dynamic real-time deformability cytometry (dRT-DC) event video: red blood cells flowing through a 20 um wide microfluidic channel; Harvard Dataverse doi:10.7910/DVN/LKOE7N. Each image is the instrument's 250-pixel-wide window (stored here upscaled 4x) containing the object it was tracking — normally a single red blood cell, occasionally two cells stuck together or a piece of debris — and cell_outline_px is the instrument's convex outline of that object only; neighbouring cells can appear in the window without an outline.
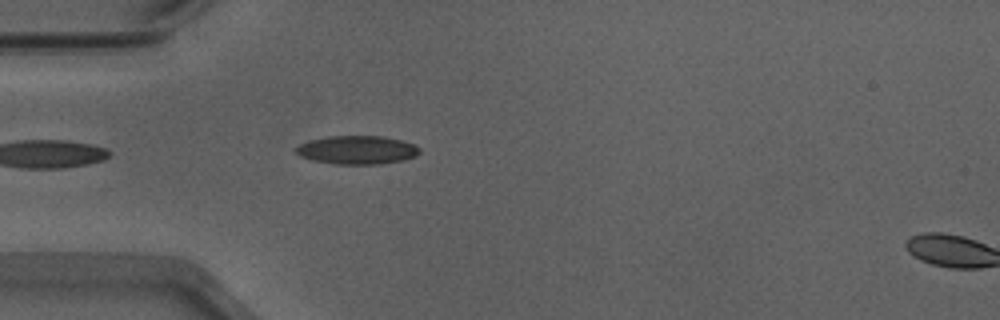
{"species": "Egyptian fruit bat (a non-hibernating species)", "species_latin": "Rousettus aegyptiacus", "temperature_condition": "warm", "stored_images_in_passage": 40, "camera_frame_rate_fps": 3000, "um_per_image_px": 0.085, "animal": {"sex": "male"}, "frame": {"image": 1, "passage_image": 3, "time_ms": 0.667, "image_size_px": [1000, 320], "cell_outline_px": [[420, 152], [416, 156], [400, 160], [380, 164], [336, 164], [312, 160], [300, 156], [296, 152], [296, 148], [300, 144], [308, 140], [328, 136], [380, 136], [400, 140], [412, 144], [420, 148]], "centroid_in_image_um": [30.32, 12.74], "position_along_channel_um": 54.7, "area_um2": 20.35}}
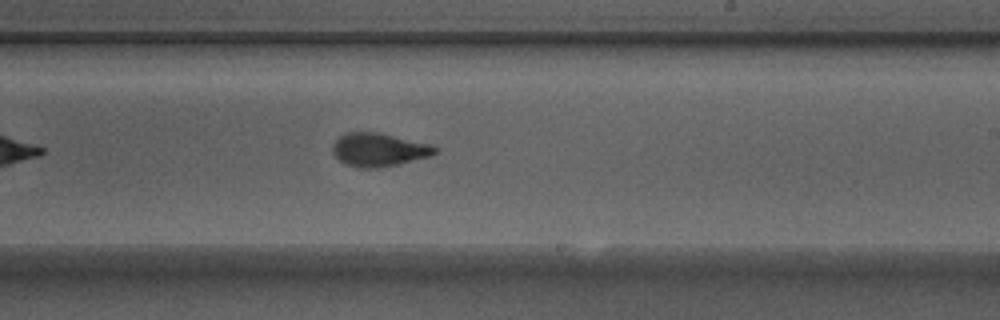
{"frame": {"image": 2, "passage_image": 19, "time_ms": 6.0, "image_size_px": [1000, 320], "cell_outline_px": [[440, 148], [436, 152], [428, 156], [396, 164], [376, 168], [360, 168], [344, 164], [332, 152], [332, 144], [344, 132], [380, 132], [432, 144]], "centroid_in_image_um": [32.19, 12.71], "position_along_channel_um": 256.8, "area_um2": 19.94}}
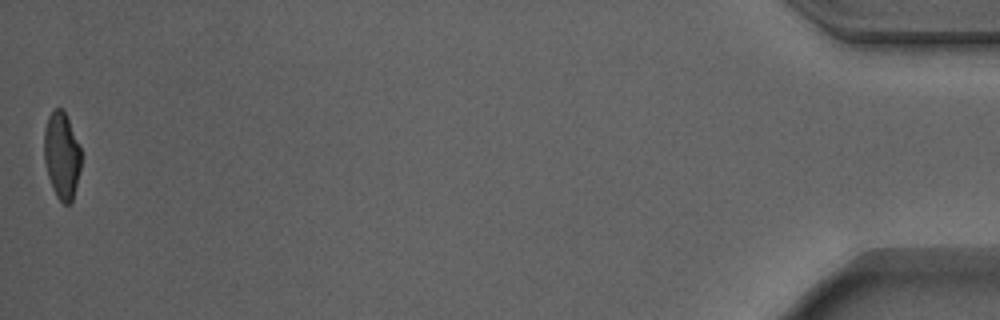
{"frame": {"image": 3, "passage_image": 40, "time_ms": 13.0, "image_size_px": [1000, 320], "cell_outline_px": [[80, 168], [72, 200], [68, 204], [64, 204], [56, 196], [52, 188], [48, 176], [44, 160], [44, 128], [48, 116], [56, 108], [64, 108], [80, 148]], "centroid_in_image_um": [5.22, 13.19], "position_along_channel_um": 430.0, "area_um2": 18.55}, "authors_computed_cell_mechanics": {"area_um2": 19.9988, "velocity_mm_per_s": 3.9117, "shape_relaxation_time_tau1_ms": 4.8196, "shape_relaxation_time_tau2_ms": 1.0114, "deformation_change_tau1": 0.1824, "deformation_change_tau2": 0.0696}}